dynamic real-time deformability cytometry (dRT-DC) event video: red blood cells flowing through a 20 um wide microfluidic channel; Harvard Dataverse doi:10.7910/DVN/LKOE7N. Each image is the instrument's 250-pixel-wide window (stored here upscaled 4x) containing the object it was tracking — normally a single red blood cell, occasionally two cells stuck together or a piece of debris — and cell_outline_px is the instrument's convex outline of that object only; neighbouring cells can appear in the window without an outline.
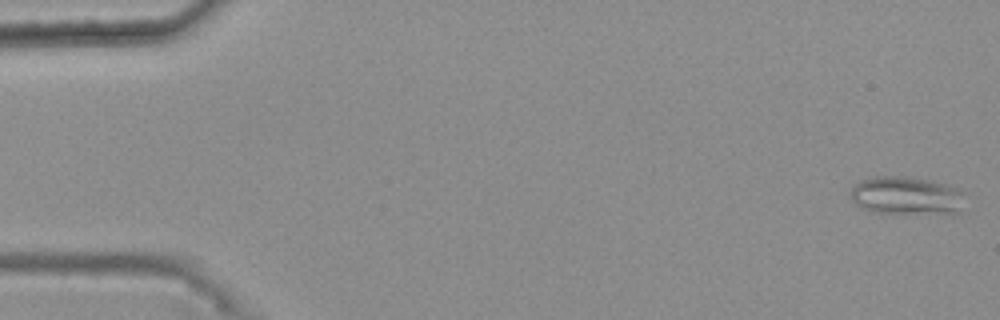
{"species": "common noctule bat (a hibernating species)", "species_latin": "Nyctalus noctula", "temperature_condition": "warm", "stored_images_in_passage": 47, "camera_frame_rate_fps": 3000, "um_per_image_px": 0.085, "animal": {"sex": "female", "body_mass_g": 25.1}, "frame": {"image": 1, "passage_image": 1, "time_ms": 0.0, "image_size_px": [1000, 320], "cell_outline_px": [[960, 212], [872, 212], [856, 204], [852, 200], [852, 188], [860, 180], [876, 176], [908, 176], [928, 180], [944, 184], [960, 192]], "centroid_in_image_um": [76.93, 16.6], "position_along_channel_um": 8.1, "area_um2": 24.28}}
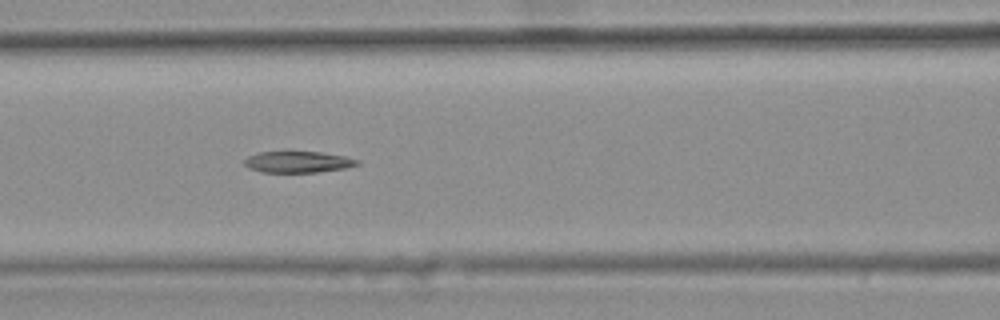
{"frame": {"image": 2, "passage_image": 23, "time_ms": 7.333, "image_size_px": [1000, 320], "cell_outline_px": [[360, 164], [344, 168], [316, 172], [260, 172], [248, 168], [244, 164], [244, 160], [248, 156], [260, 152], [284, 148], [320, 152], [344, 156], [360, 160]], "centroid_in_image_um": [25.26, 13.71], "position_along_channel_um": 141.3, "area_um2": 14.8}}
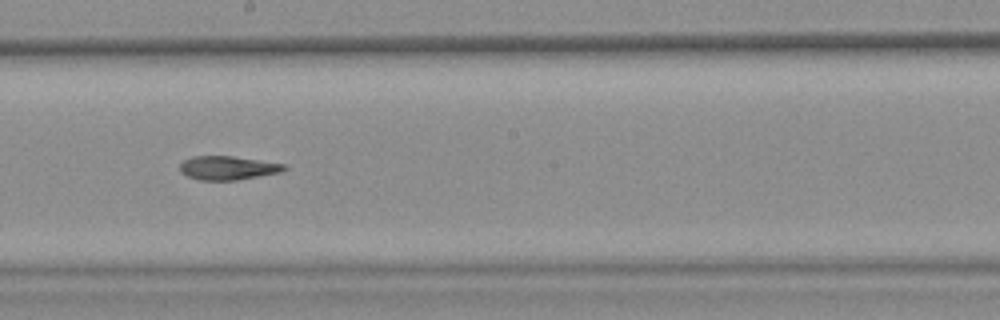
{"frame": {"image": 3, "passage_image": 30, "time_ms": 9.667, "image_size_px": [1000, 320], "cell_outline_px": [[288, 168], [280, 172], [236, 180], [200, 180], [188, 176], [180, 172], [180, 164], [184, 160], [192, 156], [232, 156], [284, 164]], "centroid_in_image_um": [19.33, 14.27], "position_along_channel_um": 228.9, "area_um2": 14.28}, "authors_computed_cell_mechanics": {"area_um2": 15.317, "velocity_mm_per_s": 3.7656, "shape_relaxation_time_tau1_ms": null, "shape_relaxation_time_tau2_ms": 9.3872, "deformation_change_tau1": null, "deformation_change_tau2": 0.1944}}